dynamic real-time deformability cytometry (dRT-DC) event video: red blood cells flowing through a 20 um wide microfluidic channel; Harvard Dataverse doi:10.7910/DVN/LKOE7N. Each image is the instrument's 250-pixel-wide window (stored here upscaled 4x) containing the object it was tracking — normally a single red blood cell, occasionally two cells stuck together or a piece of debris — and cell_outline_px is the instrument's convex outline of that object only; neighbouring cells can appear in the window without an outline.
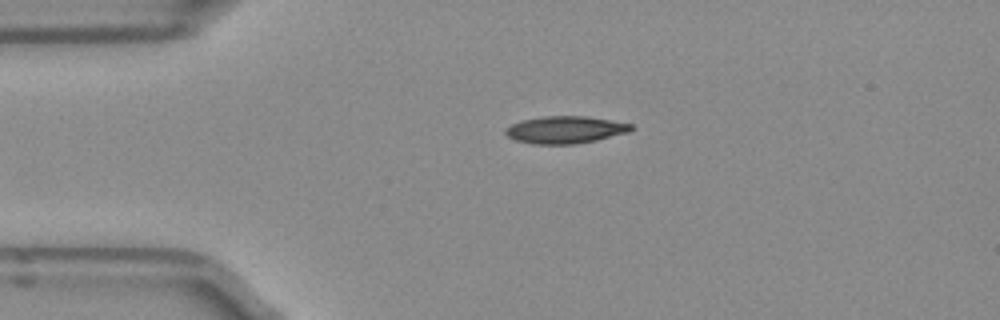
{"species": "Egyptian fruit bat (a non-hibernating species)", "species_latin": "Rousettus aegyptiacus", "temperature_condition": "room temperature", "stored_images_in_passage": 41, "camera_frame_rate_fps": 3000, "um_per_image_px": 0.085, "frame": {"image": 1, "passage_image": 1, "time_ms": 0.0, "image_size_px": [1000, 320], "cell_outline_px": [[632, 128], [628, 132], [596, 140], [572, 144], [532, 144], [516, 140], [508, 136], [504, 132], [504, 128], [512, 124], [524, 120], [544, 116], [584, 116], [632, 124]], "centroid_in_image_um": [48.0, 11.03], "position_along_channel_um": 37.0, "area_um2": 19.65}}
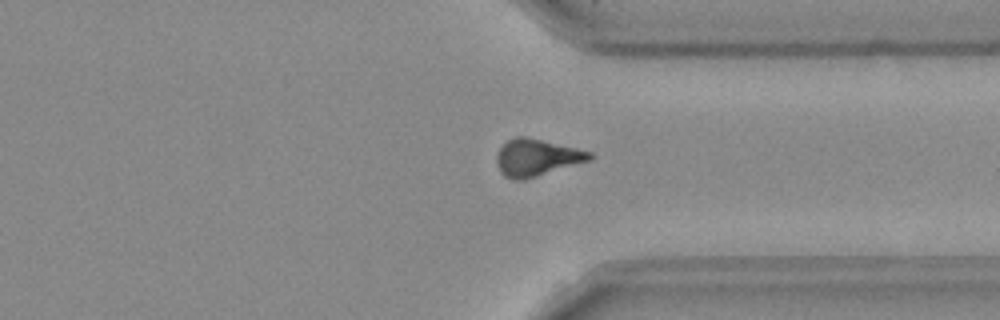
{"frame": {"image": 2, "passage_image": 28, "time_ms": 9.0, "image_size_px": [1000, 320], "cell_outline_px": [[596, 156], [592, 160], [524, 180], [512, 180], [504, 176], [500, 172], [496, 160], [496, 156], [500, 148], [508, 140], [516, 136], [524, 136], [544, 140], [592, 152]], "centroid_in_image_um": [45.64, 13.4], "position_along_channel_um": 365.8, "area_um2": 20.23}}
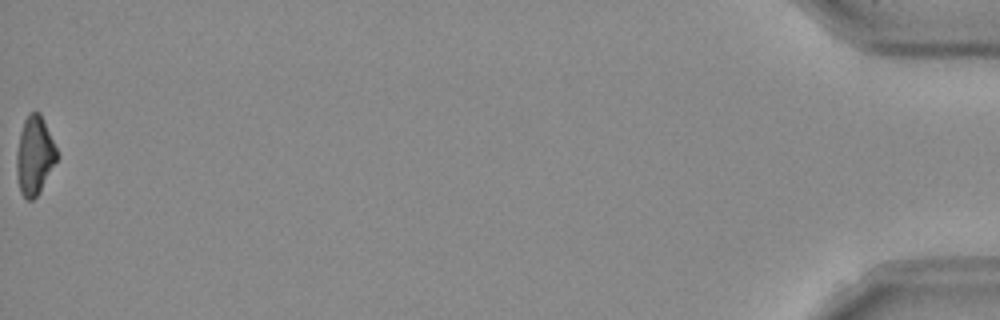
{"frame": {"image": 3, "passage_image": 41, "time_ms": 13.333, "image_size_px": [1000, 320], "cell_outline_px": [[60, 156], [36, 196], [32, 200], [28, 200], [20, 192], [16, 172], [16, 152], [20, 132], [24, 120], [28, 112], [40, 112], [44, 120]], "centroid_in_image_um": [2.94, 13.19], "position_along_channel_um": 432.3, "area_um2": 18.5}, "authors_computed_cell_mechanics": {"area_um2": 19.4208, "velocity_mm_per_s": 3.9737, "shape_relaxation_time_tau1_ms": 10.7439, "shape_relaxation_time_tau2_ms": null, "deformation_change_tau1": 0.2517, "deformation_change_tau2": null}}